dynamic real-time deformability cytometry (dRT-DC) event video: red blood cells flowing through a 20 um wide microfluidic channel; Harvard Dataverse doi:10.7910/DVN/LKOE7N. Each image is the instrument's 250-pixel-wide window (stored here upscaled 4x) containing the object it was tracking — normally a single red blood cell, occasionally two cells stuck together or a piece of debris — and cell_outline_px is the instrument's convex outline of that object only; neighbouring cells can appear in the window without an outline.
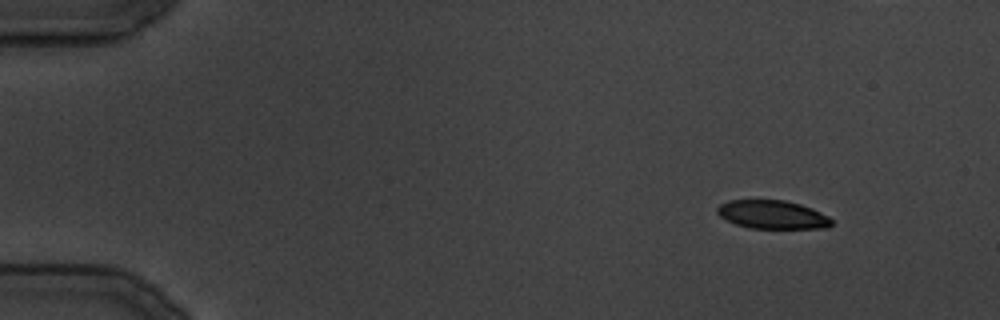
{"species": "common noctule bat (a hibernating species)", "species_latin": "Nyctalus noctula", "temperature_condition": "cold", "stored_images_in_passage": 10, "camera_frame_rate_fps": 3000, "um_per_image_px": 0.085, "animal": {"sex": "male", "body_mass_g": 19.5, "forearm_length_mm": 54.6}, "frame": {"image": 1, "passage_image": 1, "time_ms": 0.0, "image_size_px": [1000, 320], "cell_outline_px": [[832, 224], [828, 228], [748, 228], [736, 224], [720, 216], [716, 212], [716, 208], [720, 204], [728, 200], [784, 200], [800, 204], [812, 208], [828, 216], [832, 220]], "centroid_in_image_um": [65.65, 18.24], "position_along_channel_um": 19.3, "area_um2": 18.96}}